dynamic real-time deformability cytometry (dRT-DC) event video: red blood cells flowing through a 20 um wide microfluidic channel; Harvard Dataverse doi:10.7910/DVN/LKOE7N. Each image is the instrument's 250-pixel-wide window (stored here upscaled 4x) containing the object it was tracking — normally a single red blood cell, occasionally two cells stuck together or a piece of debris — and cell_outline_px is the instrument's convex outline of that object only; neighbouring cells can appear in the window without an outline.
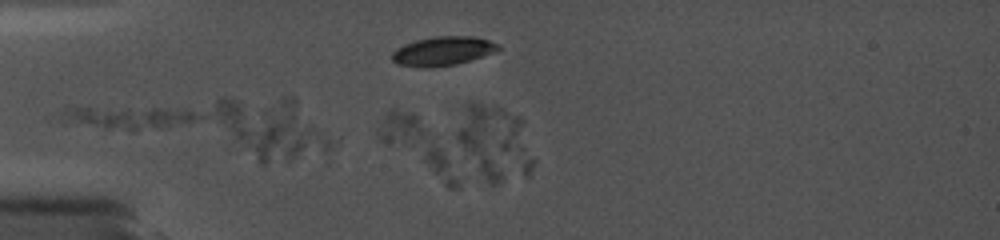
{"species": "common noctule bat (a hibernating species)", "species_latin": "Nyctalus noctula", "temperature_condition": "cold", "stored_images_in_passage": 4, "camera_frame_rate_fps": 5000, "um_per_image_px": 0.085, "animal": {"sex": "female", "body_mass_g": 19.0, "forearm_length_mm": 56.7}, "frame": {"image": 1, "passage_image": 1, "time_ms": 0.0, "image_size_px": [1000, 240], "cell_outline_px": [[456, 188], [448, 188], [380, 140], [376, 136], [376, 132], [384, 116], [392, 108], [396, 108], [416, 116], [440, 148], [448, 160], [456, 180]], "centroid_in_image_um": [35.32, 12.33], "position_along_channel_um": 49.7, "area_um2": 20.87}}